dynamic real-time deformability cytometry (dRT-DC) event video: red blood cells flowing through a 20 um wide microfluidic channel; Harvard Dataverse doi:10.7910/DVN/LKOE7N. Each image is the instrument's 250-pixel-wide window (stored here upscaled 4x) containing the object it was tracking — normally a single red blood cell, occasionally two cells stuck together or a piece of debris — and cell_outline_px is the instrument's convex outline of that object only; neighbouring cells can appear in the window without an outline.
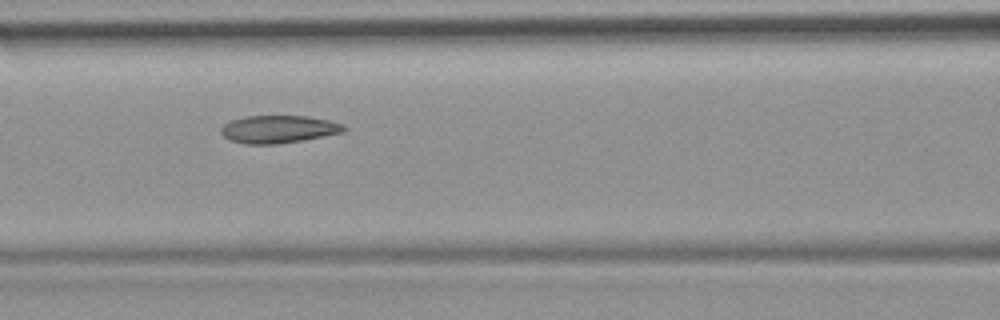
{"species": "common noctule bat (a hibernating species)", "species_latin": "Nyctalus noctula", "temperature_condition": "room temperature", "stored_images_in_passage": 51, "camera_frame_rate_fps": 3000, "um_per_image_px": 0.085, "animal": {"sex": "female", "body_mass_g": 19.9}, "frame": {"image": 1, "passage_image": 22, "time_ms": 7.0, "image_size_px": [1000, 320], "cell_outline_px": [[348, 128], [344, 132], [304, 140], [276, 144], [248, 144], [228, 140], [220, 132], [220, 128], [224, 124], [232, 120], [244, 116], [308, 116], [328, 120], [344, 124]], "centroid_in_image_um": [23.68, 10.98], "position_along_channel_um": 142.9, "area_um2": 19.94}, "authors_computed_cell_mechanics": {"area_um2": 20.7502, "velocity_mm_per_s": 3.8909, "shape_relaxation_time_tau1_ms": null, "shape_relaxation_time_tau2_ms": 3.5121, "deformation_change_tau1": null, "deformation_change_tau2": 0.1039}}